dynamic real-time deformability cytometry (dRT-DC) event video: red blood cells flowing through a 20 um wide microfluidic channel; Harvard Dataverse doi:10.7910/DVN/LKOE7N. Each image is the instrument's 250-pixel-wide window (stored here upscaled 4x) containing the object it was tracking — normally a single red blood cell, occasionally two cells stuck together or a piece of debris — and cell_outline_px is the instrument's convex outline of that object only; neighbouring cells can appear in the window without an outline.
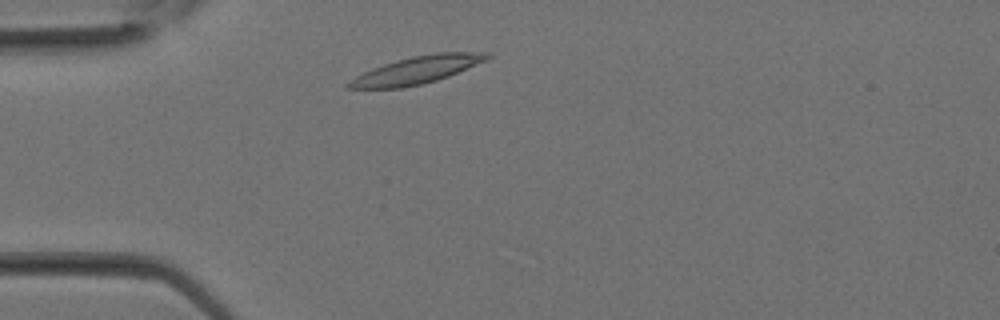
{"species": "Egyptian fruit bat (a non-hibernating species)", "species_latin": "Rousettus aegyptiacus", "temperature_condition": "room temperature", "stored_images_in_passage": 11, "camera_frame_rate_fps": 3000, "um_per_image_px": 0.085, "animal": {"sex": "female"}, "frame": {"image": 1, "passage_image": 1, "time_ms": 0.0, "image_size_px": [1000, 320], "cell_outline_px": [[492, 56], [488, 60], [448, 76], [436, 80], [420, 84], [400, 88], [344, 88], [344, 84], [356, 76], [372, 68], [384, 64], [412, 56], [436, 52], [488, 52]], "centroid_in_image_um": [35.44, 5.94], "position_along_channel_um": 49.6, "area_um2": 22.02}}
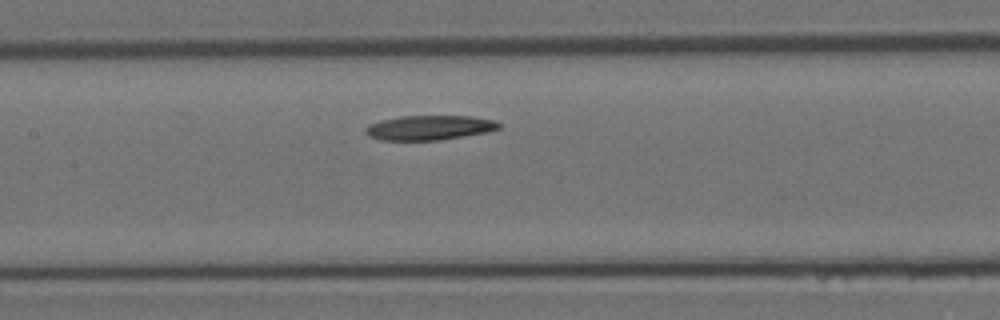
{"frame": {"image": 2, "passage_image": 7, "time_ms": 2.0, "image_size_px": [1000, 320], "cell_outline_px": [[500, 128], [488, 132], [440, 140], [380, 140], [368, 136], [364, 132], [364, 128], [368, 124], [380, 120], [400, 116], [472, 116], [492, 120], [500, 124]], "centroid_in_image_um": [36.44, 10.85], "position_along_channel_um": 171.0, "area_um2": 19.25}}
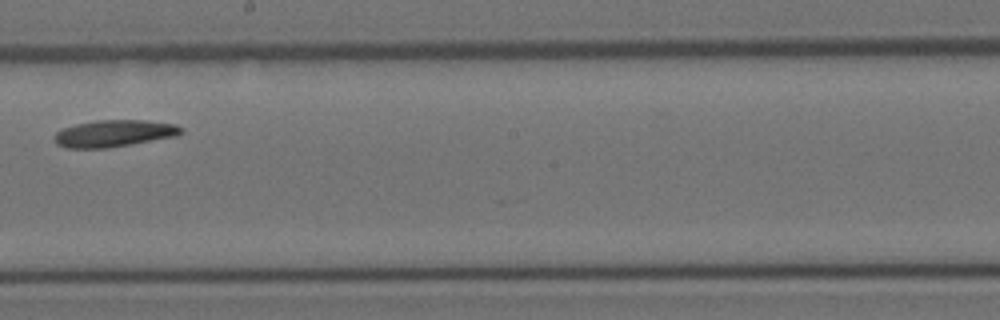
{"frame": {"image": 3, "passage_image": 10, "time_ms": 3.0, "image_size_px": [1000, 320], "cell_outline_px": [[184, 132], [176, 136], [108, 148], [64, 148], [56, 144], [56, 132], [64, 128], [76, 124], [96, 120], [144, 120], [176, 124], [184, 128]], "centroid_in_image_um": [9.73, 11.34], "position_along_channel_um": 238.5, "area_um2": 19.83}}